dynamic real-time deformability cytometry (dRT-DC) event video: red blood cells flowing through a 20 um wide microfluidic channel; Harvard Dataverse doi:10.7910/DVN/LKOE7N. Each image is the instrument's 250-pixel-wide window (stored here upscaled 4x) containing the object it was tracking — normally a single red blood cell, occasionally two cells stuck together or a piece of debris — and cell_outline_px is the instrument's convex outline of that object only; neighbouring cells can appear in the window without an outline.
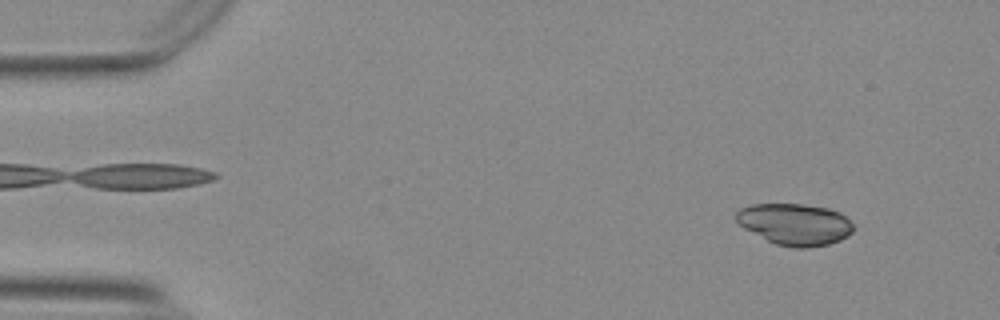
{"species": "Egyptian fruit bat (a non-hibernating species)", "species_latin": "Rousettus aegyptiacus", "temperature_condition": "warm", "stored_images_in_passage": 54, "camera_frame_rate_fps": 3000, "um_per_image_px": 0.085, "animal": {"sex": "female"}, "frame": {"image": 1, "passage_image": 5, "time_ms": 1.333, "image_size_px": [1000, 320], "cell_outline_px": [[852, 232], [848, 236], [840, 240], [828, 244], [808, 248], [792, 248], [776, 244], [744, 228], [736, 220], [736, 212], [740, 208], [752, 204], [804, 204], [828, 208], [840, 212], [852, 224]], "centroid_in_image_um": [67.57, 19.06], "position_along_channel_um": 17.4, "area_um2": 28.26}}
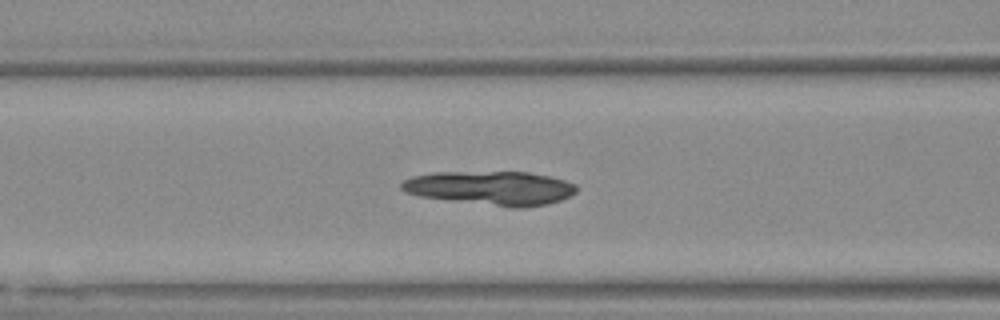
{"frame": {"image": 2, "passage_image": 22, "time_ms": 7.0, "image_size_px": [1000, 320], "cell_outline_px": [[576, 192], [560, 200], [548, 204], [524, 208], [512, 208], [420, 196], [404, 192], [400, 188], [400, 184], [404, 180], [412, 176], [432, 172], [528, 172], [548, 176], [564, 180], [576, 184]], "centroid_in_image_um": [41.7, 15.98], "position_along_channel_um": 124.9, "area_um2": 34.62}}
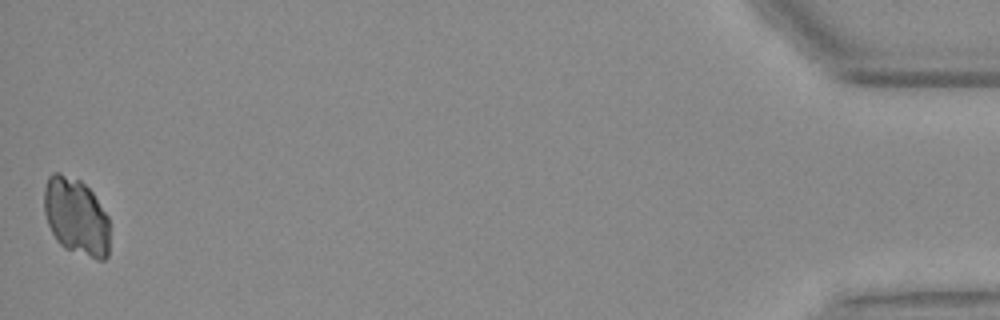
{"frame": {"image": 3, "passage_image": 54, "time_ms": 17.667, "image_size_px": [1000, 320], "cell_outline_px": [[108, 256], [104, 260], [96, 260], [64, 248], [56, 240], [48, 224], [44, 212], [44, 188], [48, 176], [52, 172], [60, 172], [80, 180], [92, 192], [108, 216]], "centroid_in_image_um": [6.45, 18.41], "position_along_channel_um": 428.7, "area_um2": 29.65}}